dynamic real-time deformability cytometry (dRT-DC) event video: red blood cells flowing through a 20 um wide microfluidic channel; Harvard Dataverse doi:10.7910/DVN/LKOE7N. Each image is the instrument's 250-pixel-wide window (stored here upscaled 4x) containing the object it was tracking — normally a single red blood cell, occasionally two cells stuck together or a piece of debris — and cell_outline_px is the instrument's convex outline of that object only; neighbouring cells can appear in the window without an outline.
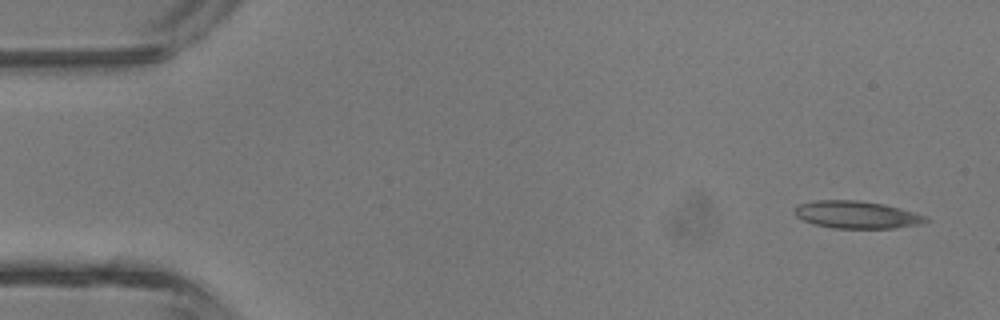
{"species": "common noctule bat (a hibernating species)", "species_latin": "Nyctalus noctula", "temperature_condition": "room temperature", "stored_images_in_passage": 3, "camera_frame_rate_fps": 3000, "um_per_image_px": 0.085, "animal": {"sex": "male", "body_mass_g": 13.3}, "frame": {"image": 1, "passage_image": 1, "time_ms": 0.0, "image_size_px": [1000, 320], "cell_outline_px": [[932, 220], [920, 224], [896, 228], [832, 228], [812, 224], [796, 216], [792, 212], [792, 208], [800, 204], [812, 200], [860, 200], [884, 204], [900, 208], [924, 216]], "centroid_in_image_um": [72.77, 18.25], "position_along_channel_um": 12.2, "area_um2": 21.15}}
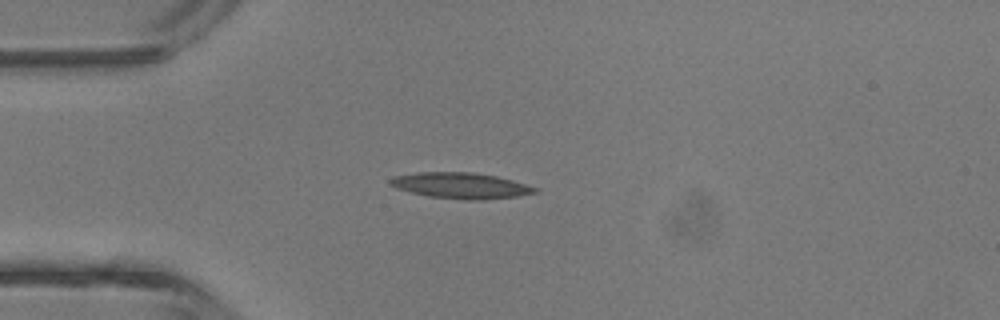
{"frame": {"image": 2, "passage_image": 3, "time_ms": 3.0, "image_size_px": [1000, 320], "cell_outline_px": [[540, 192], [520, 196], [480, 200], [464, 200], [428, 196], [396, 188], [388, 184], [388, 180], [392, 176], [416, 172], [472, 172], [496, 176], [512, 180], [540, 188]], "centroid_in_image_um": [39.18, 15.77], "position_along_channel_um": 45.8, "area_um2": 22.14}}